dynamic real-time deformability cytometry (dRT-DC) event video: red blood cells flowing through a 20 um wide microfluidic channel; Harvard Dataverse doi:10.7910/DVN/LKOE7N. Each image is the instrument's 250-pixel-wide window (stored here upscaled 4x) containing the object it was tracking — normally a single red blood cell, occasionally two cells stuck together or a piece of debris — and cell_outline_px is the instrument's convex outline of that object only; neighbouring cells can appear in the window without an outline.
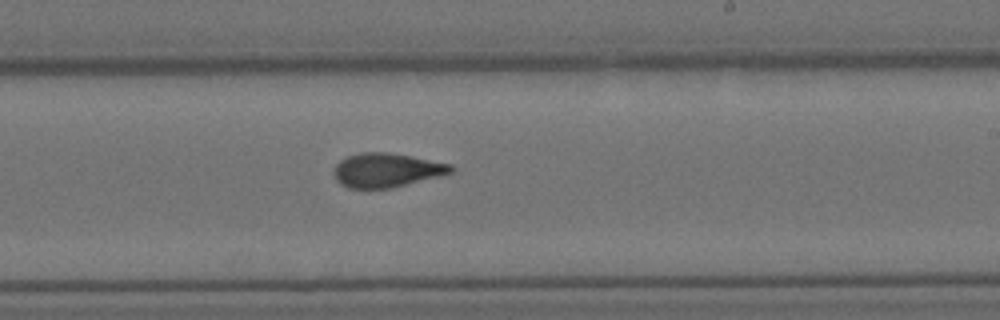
{"species": "Egyptian fruit bat (a non-hibernating species)", "species_latin": "Rousettus aegyptiacus", "temperature_condition": "cold", "stored_images_in_passage": 7, "camera_frame_rate_fps": 3000, "um_per_image_px": 0.085, "animal": {"sex": "female"}, "frame": {"image": 1, "passage_image": 7, "time_ms": 7.667, "image_size_px": [1000, 320], "cell_outline_px": [[452, 172], [392, 188], [348, 188], [340, 184], [336, 180], [332, 172], [336, 164], [340, 160], [348, 156], [360, 152], [388, 152], [452, 164]], "centroid_in_image_um": [32.79, 14.46], "position_along_channel_um": 256.2, "area_um2": 23.06}}